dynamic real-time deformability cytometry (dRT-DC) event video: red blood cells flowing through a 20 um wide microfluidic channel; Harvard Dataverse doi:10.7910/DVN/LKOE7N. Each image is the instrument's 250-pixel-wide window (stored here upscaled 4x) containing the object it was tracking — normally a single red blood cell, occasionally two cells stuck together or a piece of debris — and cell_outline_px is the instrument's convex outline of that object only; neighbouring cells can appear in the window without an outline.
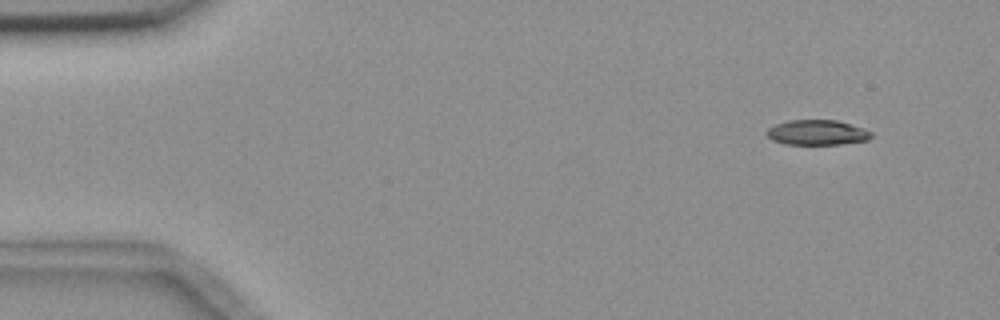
{"species": "common noctule bat (a hibernating species)", "species_latin": "Nyctalus noctula", "temperature_condition": "room temperature", "stored_images_in_passage": 6, "camera_frame_rate_fps": 3000, "um_per_image_px": 0.085, "animal": {"sex": "female", "body_mass_g": 18.4}, "frame": {"image": 1, "passage_image": 1, "time_ms": 0.0, "image_size_px": [1000, 320], "cell_outline_px": [[872, 136], [868, 140], [840, 144], [784, 144], [772, 140], [764, 132], [768, 128], [776, 124], [788, 120], [836, 120], [852, 124], [872, 132]], "centroid_in_image_um": [69.44, 11.26], "position_along_channel_um": 15.6, "area_um2": 15.32}}
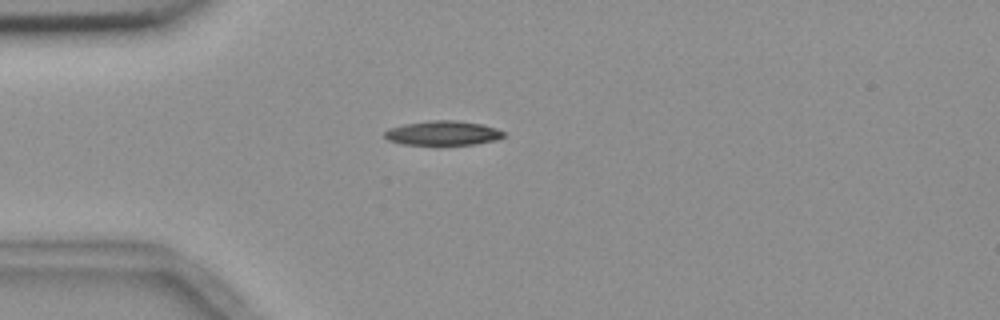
{"frame": {"image": 2, "passage_image": 3, "time_ms": 3.333, "image_size_px": [1000, 320], "cell_outline_px": [[508, 132], [504, 136], [496, 140], [476, 144], [404, 144], [388, 140], [384, 136], [384, 132], [388, 128], [404, 124], [428, 120], [456, 120], [480, 124], [496, 128]], "centroid_in_image_um": [37.66, 11.3], "position_along_channel_um": 47.3, "area_um2": 16.94}}
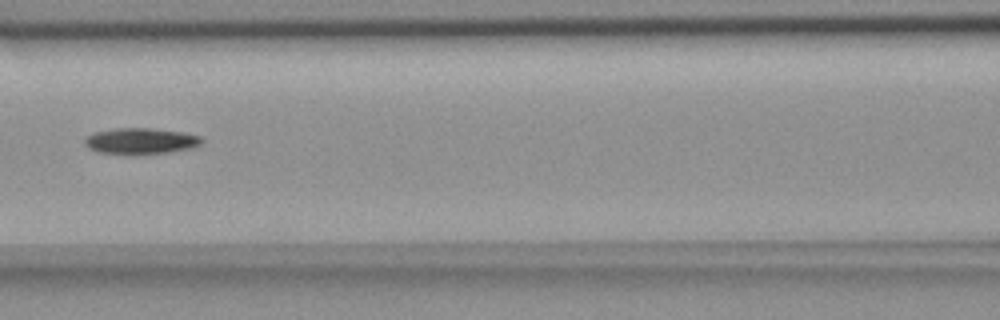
{"frame": {"image": 3, "passage_image": 6, "time_ms": 6.667, "image_size_px": [1000, 320], "cell_outline_px": [[204, 140], [200, 144], [192, 148], [168, 152], [136, 156], [128, 156], [96, 152], [88, 148], [84, 144], [84, 140], [88, 136], [96, 132], [116, 128], [148, 128], [184, 132], [200, 136]], "centroid_in_image_um": [11.94, 12.02], "position_along_channel_um": 154.7, "area_um2": 18.26}}